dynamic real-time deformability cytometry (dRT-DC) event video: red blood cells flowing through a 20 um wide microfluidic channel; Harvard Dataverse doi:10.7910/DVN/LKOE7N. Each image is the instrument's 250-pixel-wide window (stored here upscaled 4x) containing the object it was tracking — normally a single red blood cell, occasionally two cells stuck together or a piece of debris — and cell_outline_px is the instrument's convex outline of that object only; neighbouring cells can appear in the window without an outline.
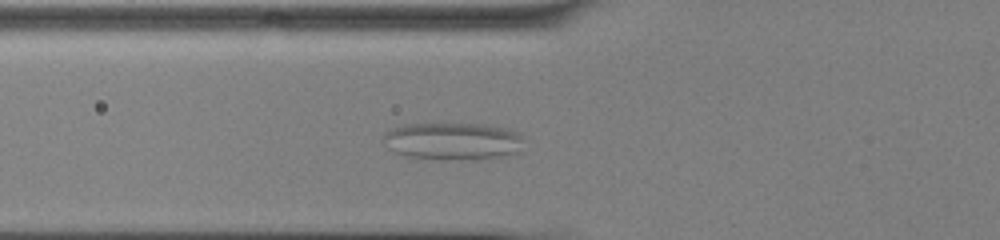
{"species": "common noctule bat (a hibernating species)", "species_latin": "Nyctalus noctula", "temperature_condition": "cold", "stored_images_in_passage": 38, "camera_frame_rate_fps": 3000, "um_per_image_px": 0.085, "animal": {"sex": "male", "body_mass_g": 13.0, "forearm_length_mm": 53.1}, "frame": {"image": 1, "passage_image": 4, "time_ms": 1.0, "image_size_px": [1000, 240], "cell_outline_px": [[520, 152], [504, 156], [480, 160], [448, 160], [404, 156], [388, 148], [384, 136], [392, 128], [404, 124], [484, 124], [504, 128], [516, 132], [520, 136]], "centroid_in_image_um": [38.5, 12.02], "position_along_channel_um": 87.3, "area_um2": 30.52}}
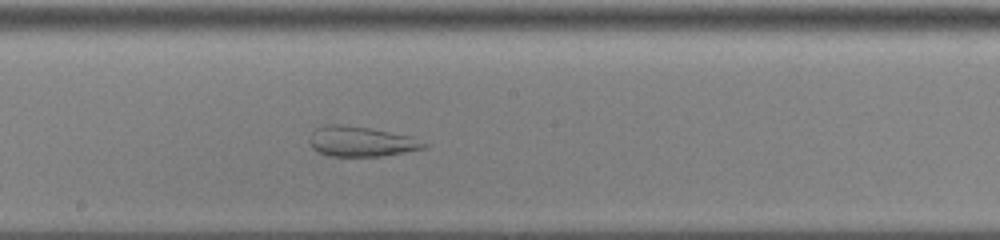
{"frame": {"image": 2, "passage_image": 14, "time_ms": 4.333, "image_size_px": [1000, 240], "cell_outline_px": [[428, 148], [380, 156], [328, 156], [312, 148], [308, 144], [308, 136], [316, 128], [332, 124], [340, 124], [368, 128], [412, 136], [428, 144]], "centroid_in_image_um": [30.68, 12.03], "position_along_channel_um": 217.5, "area_um2": 20.11}}
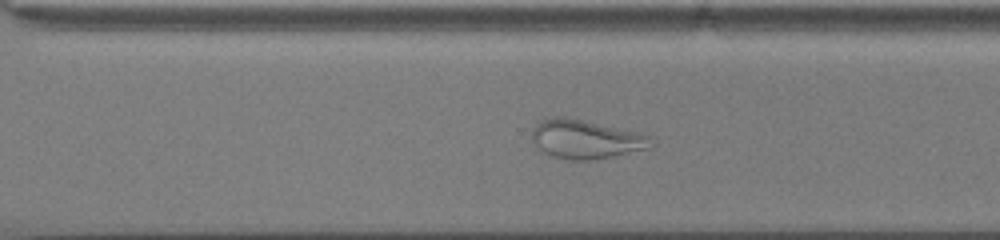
{"frame": {"image": 3, "passage_image": 22, "time_ms": 7.0, "image_size_px": [1000, 240], "cell_outline_px": [[652, 148], [612, 156], [588, 160], [572, 160], [552, 156], [544, 152], [532, 140], [532, 128], [540, 120], [552, 116], [564, 116], [640, 132], [652, 136]], "centroid_in_image_um": [49.81, 11.81], "position_along_channel_um": 320.8, "area_um2": 27.05}, "authors_computed_cell_mechanics": {"area_um2": 29.1601, "velocity_mm_per_s": 3.8966, "shape_relaxation_time_tau1_ms": null, "shape_relaxation_time_tau2_ms": 1.1487, "deformation_change_tau1": null, "deformation_change_tau2": 0.0884}}